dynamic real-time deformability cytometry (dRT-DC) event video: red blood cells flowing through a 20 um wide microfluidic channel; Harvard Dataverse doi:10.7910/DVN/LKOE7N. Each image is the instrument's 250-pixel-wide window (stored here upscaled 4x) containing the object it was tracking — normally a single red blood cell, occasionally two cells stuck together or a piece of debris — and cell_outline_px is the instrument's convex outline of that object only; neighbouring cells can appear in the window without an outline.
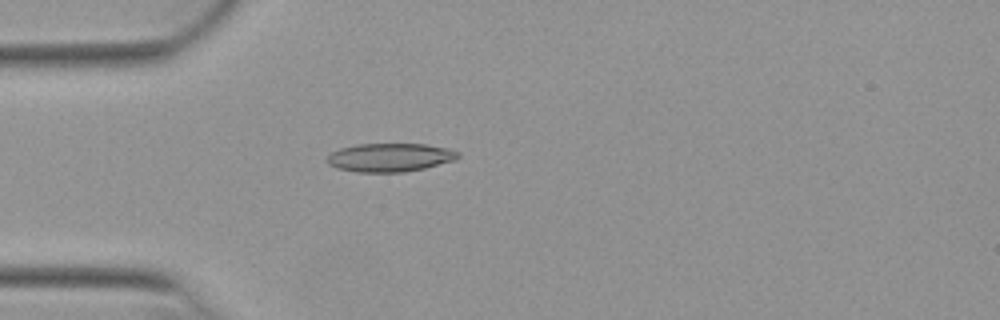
{"species": "Egyptian fruit bat (a non-hibernating species)", "species_latin": "Rousettus aegyptiacus", "temperature_condition": "warm", "stored_images_in_passage": 43, "camera_frame_rate_fps": 3000, "um_per_image_px": 0.085, "animal": {"sex": "female"}, "frame": {"image": 1, "passage_image": 6, "time_ms": 1.667, "image_size_px": [1000, 320], "cell_outline_px": [[460, 156], [456, 160], [424, 168], [404, 172], [356, 172], [336, 168], [328, 164], [324, 160], [332, 152], [340, 148], [356, 144], [424, 144], [448, 148], [460, 152]], "centroid_in_image_um": [33.14, 13.38], "position_along_channel_um": 51.9, "area_um2": 21.91}}
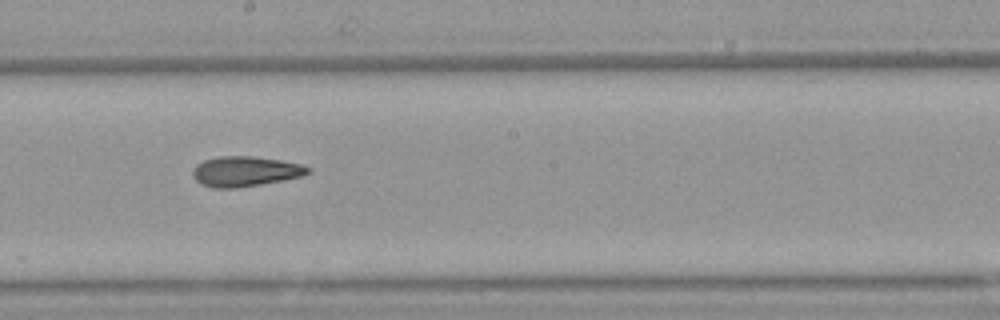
{"frame": {"image": 2, "passage_image": 20, "time_ms": 6.333, "image_size_px": [1000, 320], "cell_outline_px": [[312, 168], [304, 176], [284, 180], [236, 188], [212, 188], [200, 184], [192, 176], [192, 168], [196, 164], [204, 160], [220, 156], [252, 156], [280, 160], [300, 164]], "centroid_in_image_um": [20.81, 14.57], "position_along_channel_um": 227.4, "area_um2": 20.35}}
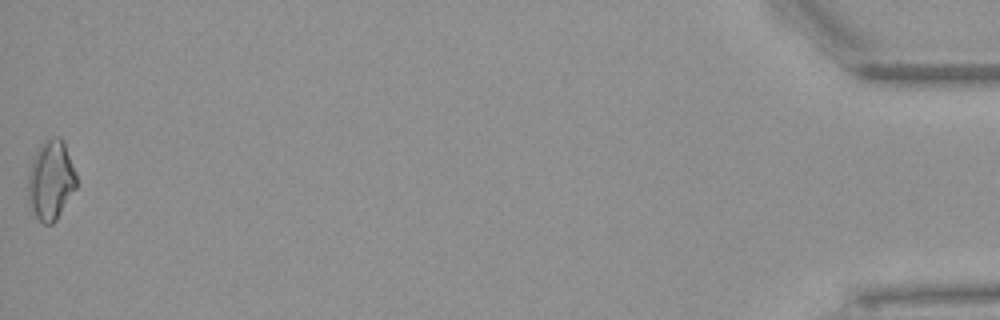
{"frame": {"image": 3, "passage_image": 43, "time_ms": 14.0, "image_size_px": [1000, 320], "cell_outline_px": [[76, 188], [56, 220], [52, 224], [44, 224], [36, 216], [28, 204], [28, 172], [32, 160], [40, 144], [52, 136], [60, 136], [64, 140], [76, 172]], "centroid_in_image_um": [4.32, 15.28], "position_along_channel_um": 430.9, "area_um2": 22.6}, "authors_computed_cell_mechanics": {"area_um2": 19.9988, "velocity_mm_per_s": 3.9582, "shape_relaxation_time_tau1_ms": null, "shape_relaxation_time_tau2_ms": 2.1567, "deformation_change_tau1": null, "deformation_change_tau2": 0.0933}}